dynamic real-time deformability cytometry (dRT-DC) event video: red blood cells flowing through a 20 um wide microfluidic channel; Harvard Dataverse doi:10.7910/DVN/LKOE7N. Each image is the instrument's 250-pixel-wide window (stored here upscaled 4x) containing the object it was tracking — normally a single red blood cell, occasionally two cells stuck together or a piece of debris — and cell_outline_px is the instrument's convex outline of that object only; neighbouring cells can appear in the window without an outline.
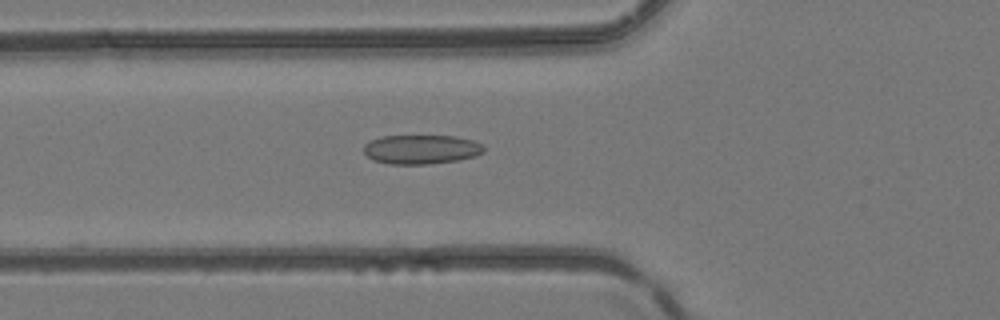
{"species": "common noctule bat (a hibernating species)", "species_latin": "Nyctalus noctula", "temperature_condition": "room temperature", "stored_images_in_passage": 47, "camera_frame_rate_fps": 3000, "um_per_image_px": 0.085, "animal": {"sex": "female", "body_mass_g": 24.6, "forearm_length_mm": 56.2}, "frame": {"image": 1, "passage_image": 18, "time_ms": 5.667, "image_size_px": [1000, 320], "cell_outline_px": [[484, 152], [476, 156], [456, 160], [428, 164], [388, 164], [372, 160], [364, 152], [364, 144], [380, 136], [456, 136], [472, 140], [484, 144]], "centroid_in_image_um": [35.81, 12.69], "position_along_channel_um": 90.0, "area_um2": 20.52}}
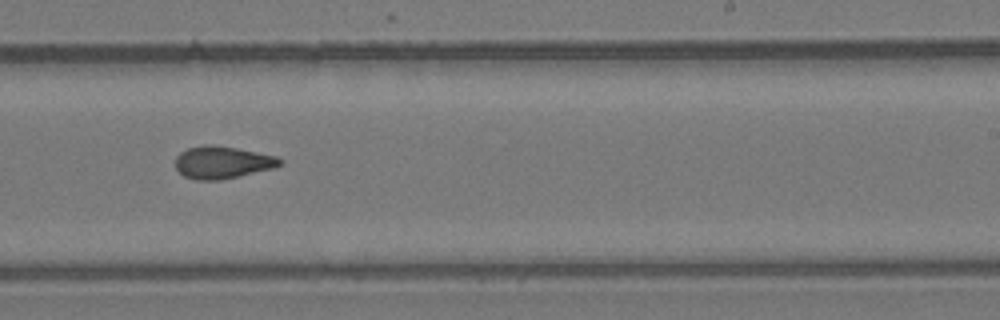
{"frame": {"image": 2, "passage_image": 30, "time_ms": 9.667, "image_size_px": [1000, 320], "cell_outline_px": [[284, 160], [280, 164], [272, 168], [220, 180], [196, 180], [184, 176], [176, 168], [176, 156], [180, 152], [188, 148], [204, 144], [212, 144], [236, 148], [276, 156]], "centroid_in_image_um": [18.86, 13.79], "position_along_channel_um": 270.1, "area_um2": 19.54}}
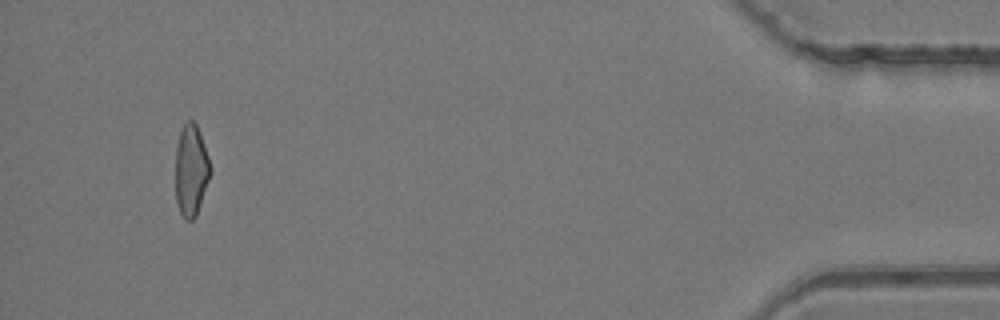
{"frame": {"image": 3, "passage_image": 45, "time_ms": 14.667, "image_size_px": [1000, 320], "cell_outline_px": [[212, 172], [196, 216], [192, 220], [184, 220], [176, 204], [176, 148], [180, 128], [188, 120], [192, 120], [196, 124], [208, 156], [212, 168]], "centroid_in_image_um": [16.24, 14.5], "position_along_channel_um": 419.0, "area_um2": 18.73}}